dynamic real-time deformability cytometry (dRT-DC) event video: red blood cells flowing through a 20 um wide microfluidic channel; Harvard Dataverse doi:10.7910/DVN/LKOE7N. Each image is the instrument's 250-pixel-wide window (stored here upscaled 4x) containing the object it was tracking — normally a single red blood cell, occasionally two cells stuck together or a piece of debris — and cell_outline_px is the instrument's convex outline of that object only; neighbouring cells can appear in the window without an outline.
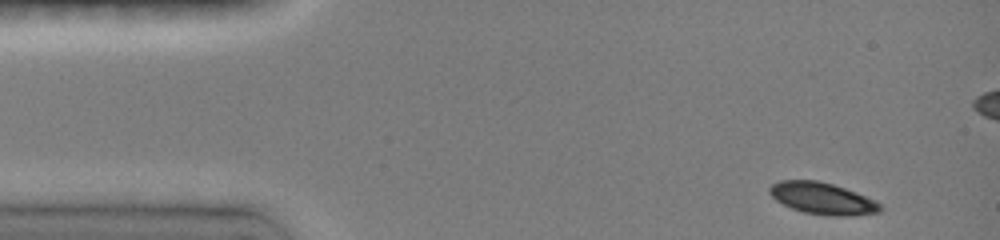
{"species": "common noctule bat (a hibernating species)", "species_latin": "Nyctalus noctula", "temperature_condition": "room temperature", "stored_images_in_passage": 7, "camera_frame_rate_fps": 3000, "um_per_image_px": 0.085, "animal": {"sex": "female", "body_mass_g": 19.0, "forearm_length_mm": 51.5}, "frame": {"image": 1, "passage_image": 1, "time_ms": 0.0, "image_size_px": [1000, 240], "cell_outline_px": [[884, 208], [880, 212], [852, 216], [824, 216], [804, 212], [792, 208], [776, 200], [768, 192], [768, 188], [772, 184], [780, 180], [820, 180], [856, 192], [876, 200]], "centroid_in_image_um": [69.93, 16.87], "position_along_channel_um": 15.1, "area_um2": 20.69}}